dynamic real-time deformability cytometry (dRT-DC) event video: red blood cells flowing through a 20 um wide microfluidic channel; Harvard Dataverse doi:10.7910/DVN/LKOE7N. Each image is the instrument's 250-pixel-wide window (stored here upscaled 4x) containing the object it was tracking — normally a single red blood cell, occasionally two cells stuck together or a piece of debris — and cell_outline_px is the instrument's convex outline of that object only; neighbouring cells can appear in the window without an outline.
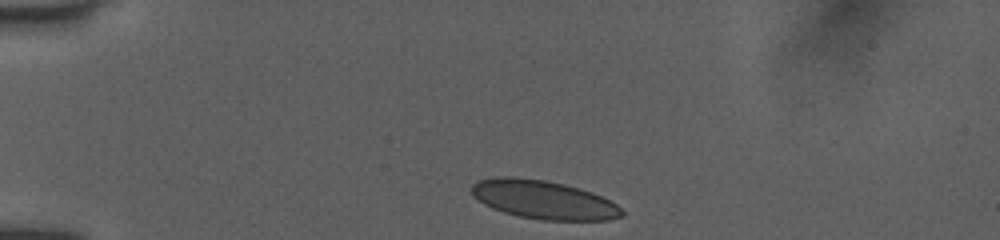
{"species": "human", "species_latin": "Homo sapiens", "temperature_condition": "room temperature", "stored_images_in_passage": 6, "camera_frame_rate_fps": 3000, "um_per_image_px": 0.085, "donor": {"sex": "female"}, "frame": {"image": 1, "passage_image": 1, "time_ms": 0.0, "image_size_px": [1000, 240], "cell_outline_px": [[624, 216], [608, 220], [544, 220], [520, 216], [504, 212], [492, 208], [476, 200], [472, 196], [468, 188], [476, 180], [500, 176], [512, 176], [544, 180], [564, 184], [580, 188], [592, 192], [616, 204], [624, 212]], "centroid_in_image_um": [46.14, 16.96], "position_along_channel_um": 38.9, "area_um2": 33.99}}
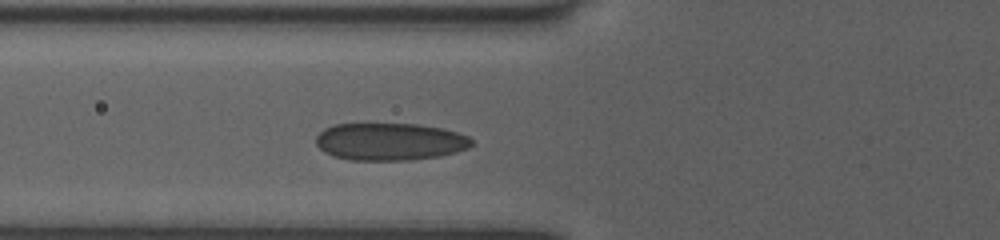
{"frame": {"image": 2, "passage_image": 6, "time_ms": 2.667, "image_size_px": [1000, 240], "cell_outline_px": [[472, 144], [468, 148], [456, 152], [440, 156], [408, 160], [348, 160], [332, 156], [324, 152], [316, 144], [316, 136], [324, 128], [336, 124], [416, 124], [444, 128], [468, 136], [472, 140]], "centroid_in_image_um": [33.12, 12.04], "position_along_channel_um": 92.7, "area_um2": 34.04}}